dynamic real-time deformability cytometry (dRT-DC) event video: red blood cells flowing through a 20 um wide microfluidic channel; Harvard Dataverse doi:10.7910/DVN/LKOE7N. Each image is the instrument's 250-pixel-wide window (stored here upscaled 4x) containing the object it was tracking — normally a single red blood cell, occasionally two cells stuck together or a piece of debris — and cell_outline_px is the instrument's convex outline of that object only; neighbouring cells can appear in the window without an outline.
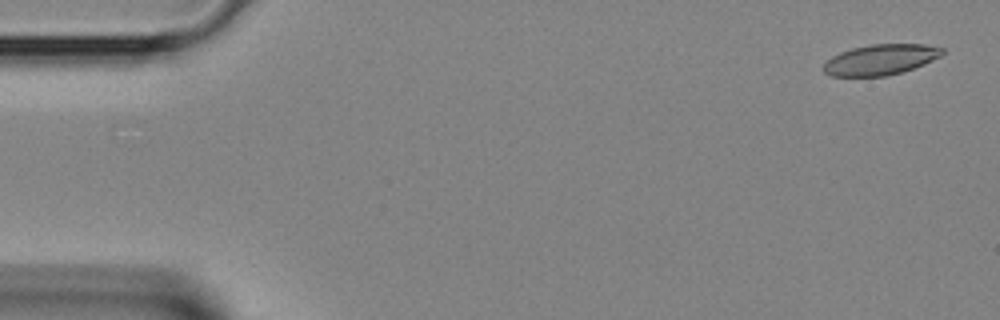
{"species": "Egyptian fruit bat (a non-hibernating species)", "species_latin": "Rousettus aegyptiacus", "temperature_condition": "room temperature", "stored_images_in_passage": 12, "camera_frame_rate_fps": 3000, "um_per_image_px": 0.085, "animal": {"sex": "female"}, "frame": {"image": 1, "passage_image": 2, "time_ms": 0.333, "image_size_px": [1000, 320], "cell_outline_px": [[944, 52], [940, 56], [924, 64], [900, 72], [884, 76], [832, 76], [824, 72], [824, 64], [832, 56], [840, 52], [852, 48], [868, 44], [924, 44], [944, 48]], "centroid_in_image_um": [74.84, 5.06], "position_along_channel_um": 10.2, "area_um2": 20.98}}
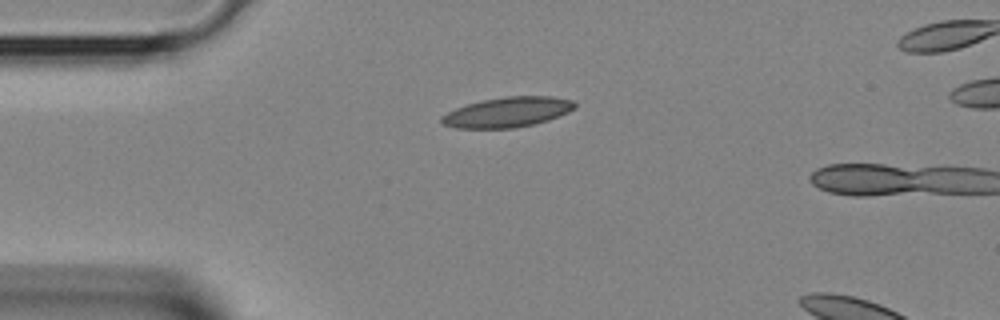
{"frame": {"image": 2, "passage_image": 10, "time_ms": 3.0, "image_size_px": [1000, 320], "cell_outline_px": [[576, 108], [568, 112], [548, 120], [532, 124], [512, 128], [456, 128], [444, 124], [440, 120], [440, 116], [456, 108], [480, 100], [504, 96], [552, 96], [572, 100], [576, 104]], "centroid_in_image_um": [43.14, 9.52], "position_along_channel_um": 41.9, "area_um2": 23.29}}